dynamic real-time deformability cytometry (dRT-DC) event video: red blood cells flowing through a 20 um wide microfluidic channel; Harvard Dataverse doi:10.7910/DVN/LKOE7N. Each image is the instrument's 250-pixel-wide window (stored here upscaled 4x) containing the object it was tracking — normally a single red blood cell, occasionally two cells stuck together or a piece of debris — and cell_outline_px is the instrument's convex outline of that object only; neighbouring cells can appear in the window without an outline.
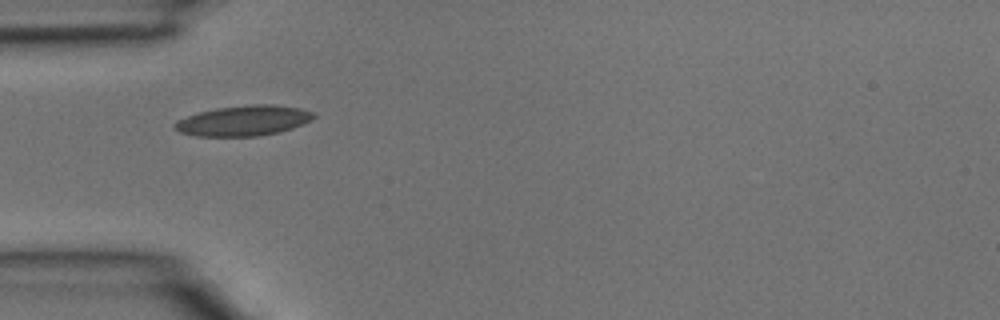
{"species": "common noctule bat (a hibernating species)", "species_latin": "Nyctalus noctula", "temperature_condition": "room temperature", "stored_images_in_passage": 4, "camera_frame_rate_fps": 3000, "um_per_image_px": 0.085, "animal": {"sex": "male", "body_mass_g": 15.6}, "frame": {"image": 1, "passage_image": 3, "time_ms": 0.667, "image_size_px": [1000, 320], "cell_outline_px": [[316, 116], [312, 120], [292, 128], [280, 132], [260, 136], [196, 136], [180, 132], [172, 124], [176, 120], [200, 112], [216, 108], [252, 104], [272, 104], [300, 108], [316, 112]], "centroid_in_image_um": [20.75, 10.25], "position_along_channel_um": 64.3, "area_um2": 24.62}}